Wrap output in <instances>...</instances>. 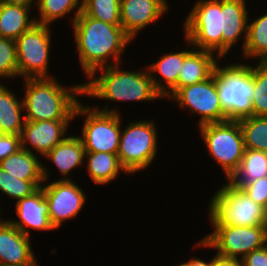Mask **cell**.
Returning a JSON list of instances; mask_svg holds the SVG:
<instances>
[{
    "label": "cell",
    "instance_id": "obj_1",
    "mask_svg": "<svg viewBox=\"0 0 267 266\" xmlns=\"http://www.w3.org/2000/svg\"><path fill=\"white\" fill-rule=\"evenodd\" d=\"M71 27L74 32L79 67L86 75V79L97 69L122 63V54L124 55L126 47L134 42L121 25L94 19L83 12Z\"/></svg>",
    "mask_w": 267,
    "mask_h": 266
},
{
    "label": "cell",
    "instance_id": "obj_2",
    "mask_svg": "<svg viewBox=\"0 0 267 266\" xmlns=\"http://www.w3.org/2000/svg\"><path fill=\"white\" fill-rule=\"evenodd\" d=\"M122 63L103 67L94 71L83 82V96L103 99L108 102L101 109L98 105L92 107L105 113L121 114L117 106L110 109L111 102H144L157 101L163 97L155 90L150 73L144 70L121 69ZM101 74H100V73ZM99 73V74H97ZM99 75V76H98Z\"/></svg>",
    "mask_w": 267,
    "mask_h": 266
},
{
    "label": "cell",
    "instance_id": "obj_3",
    "mask_svg": "<svg viewBox=\"0 0 267 266\" xmlns=\"http://www.w3.org/2000/svg\"><path fill=\"white\" fill-rule=\"evenodd\" d=\"M22 97L25 120H73L74 111L83 97V83L64 85L56 77L24 79Z\"/></svg>",
    "mask_w": 267,
    "mask_h": 266
},
{
    "label": "cell",
    "instance_id": "obj_4",
    "mask_svg": "<svg viewBox=\"0 0 267 266\" xmlns=\"http://www.w3.org/2000/svg\"><path fill=\"white\" fill-rule=\"evenodd\" d=\"M218 62L214 70L218 97L228 120L252 116L253 64ZM229 64V65H228Z\"/></svg>",
    "mask_w": 267,
    "mask_h": 266
},
{
    "label": "cell",
    "instance_id": "obj_5",
    "mask_svg": "<svg viewBox=\"0 0 267 266\" xmlns=\"http://www.w3.org/2000/svg\"><path fill=\"white\" fill-rule=\"evenodd\" d=\"M222 185L209 199L208 218L211 225L267 226V210L264 207L230 182Z\"/></svg>",
    "mask_w": 267,
    "mask_h": 266
},
{
    "label": "cell",
    "instance_id": "obj_6",
    "mask_svg": "<svg viewBox=\"0 0 267 266\" xmlns=\"http://www.w3.org/2000/svg\"><path fill=\"white\" fill-rule=\"evenodd\" d=\"M157 128L154 119L131 121L123 128L118 148V159L129 176L149 169L158 154Z\"/></svg>",
    "mask_w": 267,
    "mask_h": 266
},
{
    "label": "cell",
    "instance_id": "obj_7",
    "mask_svg": "<svg viewBox=\"0 0 267 266\" xmlns=\"http://www.w3.org/2000/svg\"><path fill=\"white\" fill-rule=\"evenodd\" d=\"M198 129L209 156L221 166L228 181L239 168L246 149L239 121L209 123Z\"/></svg>",
    "mask_w": 267,
    "mask_h": 266
},
{
    "label": "cell",
    "instance_id": "obj_8",
    "mask_svg": "<svg viewBox=\"0 0 267 266\" xmlns=\"http://www.w3.org/2000/svg\"><path fill=\"white\" fill-rule=\"evenodd\" d=\"M184 38L196 49L214 53L222 60L221 0H198L183 22Z\"/></svg>",
    "mask_w": 267,
    "mask_h": 266
},
{
    "label": "cell",
    "instance_id": "obj_9",
    "mask_svg": "<svg viewBox=\"0 0 267 266\" xmlns=\"http://www.w3.org/2000/svg\"><path fill=\"white\" fill-rule=\"evenodd\" d=\"M213 231L197 242L196 248L215 250L218 256L241 260L267 244V226L212 225Z\"/></svg>",
    "mask_w": 267,
    "mask_h": 266
},
{
    "label": "cell",
    "instance_id": "obj_10",
    "mask_svg": "<svg viewBox=\"0 0 267 266\" xmlns=\"http://www.w3.org/2000/svg\"><path fill=\"white\" fill-rule=\"evenodd\" d=\"M51 26L34 24L16 40L18 78H54L49 70L52 35Z\"/></svg>",
    "mask_w": 267,
    "mask_h": 266
},
{
    "label": "cell",
    "instance_id": "obj_11",
    "mask_svg": "<svg viewBox=\"0 0 267 266\" xmlns=\"http://www.w3.org/2000/svg\"><path fill=\"white\" fill-rule=\"evenodd\" d=\"M82 100L74 111V119L85 118L81 135H78L85 151L117 154L121 137V115L96 110Z\"/></svg>",
    "mask_w": 267,
    "mask_h": 266
},
{
    "label": "cell",
    "instance_id": "obj_12",
    "mask_svg": "<svg viewBox=\"0 0 267 266\" xmlns=\"http://www.w3.org/2000/svg\"><path fill=\"white\" fill-rule=\"evenodd\" d=\"M167 100L177 102L180 109L199 115L197 128L204 124L228 121L218 97L214 72L208 79L178 88Z\"/></svg>",
    "mask_w": 267,
    "mask_h": 266
},
{
    "label": "cell",
    "instance_id": "obj_13",
    "mask_svg": "<svg viewBox=\"0 0 267 266\" xmlns=\"http://www.w3.org/2000/svg\"><path fill=\"white\" fill-rule=\"evenodd\" d=\"M41 187L49 204V219L55 230L61 228L64 221L78 217L87 201V193L73 180L44 181Z\"/></svg>",
    "mask_w": 267,
    "mask_h": 266
},
{
    "label": "cell",
    "instance_id": "obj_14",
    "mask_svg": "<svg viewBox=\"0 0 267 266\" xmlns=\"http://www.w3.org/2000/svg\"><path fill=\"white\" fill-rule=\"evenodd\" d=\"M70 121L73 120H25L20 135L21 148L43 158L68 136Z\"/></svg>",
    "mask_w": 267,
    "mask_h": 266
},
{
    "label": "cell",
    "instance_id": "obj_15",
    "mask_svg": "<svg viewBox=\"0 0 267 266\" xmlns=\"http://www.w3.org/2000/svg\"><path fill=\"white\" fill-rule=\"evenodd\" d=\"M167 0H120L121 27L133 39L168 12Z\"/></svg>",
    "mask_w": 267,
    "mask_h": 266
},
{
    "label": "cell",
    "instance_id": "obj_16",
    "mask_svg": "<svg viewBox=\"0 0 267 266\" xmlns=\"http://www.w3.org/2000/svg\"><path fill=\"white\" fill-rule=\"evenodd\" d=\"M15 206L19 219L7 220L26 236H31V229L44 232L55 229L49 219V204L42 187L32 195L18 200Z\"/></svg>",
    "mask_w": 267,
    "mask_h": 266
},
{
    "label": "cell",
    "instance_id": "obj_17",
    "mask_svg": "<svg viewBox=\"0 0 267 266\" xmlns=\"http://www.w3.org/2000/svg\"><path fill=\"white\" fill-rule=\"evenodd\" d=\"M30 239L5 219L0 224V265L38 266Z\"/></svg>",
    "mask_w": 267,
    "mask_h": 266
},
{
    "label": "cell",
    "instance_id": "obj_18",
    "mask_svg": "<svg viewBox=\"0 0 267 266\" xmlns=\"http://www.w3.org/2000/svg\"><path fill=\"white\" fill-rule=\"evenodd\" d=\"M221 12L222 59H224L242 37L243 45L241 52L243 51L247 40L248 20L250 16L246 0H221Z\"/></svg>",
    "mask_w": 267,
    "mask_h": 266
},
{
    "label": "cell",
    "instance_id": "obj_19",
    "mask_svg": "<svg viewBox=\"0 0 267 266\" xmlns=\"http://www.w3.org/2000/svg\"><path fill=\"white\" fill-rule=\"evenodd\" d=\"M184 41L186 49L163 53L159 60L147 65L154 88L163 99H168L177 90L178 76L184 58L194 49L188 39L185 38Z\"/></svg>",
    "mask_w": 267,
    "mask_h": 266
},
{
    "label": "cell",
    "instance_id": "obj_20",
    "mask_svg": "<svg viewBox=\"0 0 267 266\" xmlns=\"http://www.w3.org/2000/svg\"><path fill=\"white\" fill-rule=\"evenodd\" d=\"M85 147L80 139L76 135H69L59 144H57L50 152H48L43 159L51 161V164L55 165L60 174L61 181L73 180L70 173L74 169H80L85 165ZM81 166V167H80Z\"/></svg>",
    "mask_w": 267,
    "mask_h": 266
},
{
    "label": "cell",
    "instance_id": "obj_21",
    "mask_svg": "<svg viewBox=\"0 0 267 266\" xmlns=\"http://www.w3.org/2000/svg\"><path fill=\"white\" fill-rule=\"evenodd\" d=\"M36 154L23 148L0 161V167L13 177L22 180L50 181L49 171Z\"/></svg>",
    "mask_w": 267,
    "mask_h": 266
},
{
    "label": "cell",
    "instance_id": "obj_22",
    "mask_svg": "<svg viewBox=\"0 0 267 266\" xmlns=\"http://www.w3.org/2000/svg\"><path fill=\"white\" fill-rule=\"evenodd\" d=\"M221 59L214 53L194 48L185 58L177 81V89L208 79Z\"/></svg>",
    "mask_w": 267,
    "mask_h": 266
},
{
    "label": "cell",
    "instance_id": "obj_23",
    "mask_svg": "<svg viewBox=\"0 0 267 266\" xmlns=\"http://www.w3.org/2000/svg\"><path fill=\"white\" fill-rule=\"evenodd\" d=\"M84 163L87 164L84 166L89 177L96 185H109L118 178L120 172L129 175L121 166L117 154L86 151Z\"/></svg>",
    "mask_w": 267,
    "mask_h": 266
},
{
    "label": "cell",
    "instance_id": "obj_24",
    "mask_svg": "<svg viewBox=\"0 0 267 266\" xmlns=\"http://www.w3.org/2000/svg\"><path fill=\"white\" fill-rule=\"evenodd\" d=\"M32 10L22 5L0 3V37L16 40L36 24Z\"/></svg>",
    "mask_w": 267,
    "mask_h": 266
},
{
    "label": "cell",
    "instance_id": "obj_25",
    "mask_svg": "<svg viewBox=\"0 0 267 266\" xmlns=\"http://www.w3.org/2000/svg\"><path fill=\"white\" fill-rule=\"evenodd\" d=\"M21 98L0 83V133L21 135L25 122Z\"/></svg>",
    "mask_w": 267,
    "mask_h": 266
},
{
    "label": "cell",
    "instance_id": "obj_26",
    "mask_svg": "<svg viewBox=\"0 0 267 266\" xmlns=\"http://www.w3.org/2000/svg\"><path fill=\"white\" fill-rule=\"evenodd\" d=\"M250 20L249 18L247 40L241 54L247 62H267V13Z\"/></svg>",
    "mask_w": 267,
    "mask_h": 266
},
{
    "label": "cell",
    "instance_id": "obj_27",
    "mask_svg": "<svg viewBox=\"0 0 267 266\" xmlns=\"http://www.w3.org/2000/svg\"><path fill=\"white\" fill-rule=\"evenodd\" d=\"M34 7L38 12L35 17L38 24L51 26L55 21L64 18L67 14L71 15V13L74 15L71 17L70 24H73L82 12V0H38Z\"/></svg>",
    "mask_w": 267,
    "mask_h": 266
},
{
    "label": "cell",
    "instance_id": "obj_28",
    "mask_svg": "<svg viewBox=\"0 0 267 266\" xmlns=\"http://www.w3.org/2000/svg\"><path fill=\"white\" fill-rule=\"evenodd\" d=\"M267 176V153L245 149L239 168L228 180L230 183H248Z\"/></svg>",
    "mask_w": 267,
    "mask_h": 266
},
{
    "label": "cell",
    "instance_id": "obj_29",
    "mask_svg": "<svg viewBox=\"0 0 267 266\" xmlns=\"http://www.w3.org/2000/svg\"><path fill=\"white\" fill-rule=\"evenodd\" d=\"M246 149L267 153V116H250L238 120Z\"/></svg>",
    "mask_w": 267,
    "mask_h": 266
},
{
    "label": "cell",
    "instance_id": "obj_30",
    "mask_svg": "<svg viewBox=\"0 0 267 266\" xmlns=\"http://www.w3.org/2000/svg\"><path fill=\"white\" fill-rule=\"evenodd\" d=\"M44 180H22L13 177L0 167V192L17 202L36 192Z\"/></svg>",
    "mask_w": 267,
    "mask_h": 266
},
{
    "label": "cell",
    "instance_id": "obj_31",
    "mask_svg": "<svg viewBox=\"0 0 267 266\" xmlns=\"http://www.w3.org/2000/svg\"><path fill=\"white\" fill-rule=\"evenodd\" d=\"M82 12L106 23L121 25L120 0H82Z\"/></svg>",
    "mask_w": 267,
    "mask_h": 266
},
{
    "label": "cell",
    "instance_id": "obj_32",
    "mask_svg": "<svg viewBox=\"0 0 267 266\" xmlns=\"http://www.w3.org/2000/svg\"><path fill=\"white\" fill-rule=\"evenodd\" d=\"M252 115L267 116V62L253 65Z\"/></svg>",
    "mask_w": 267,
    "mask_h": 266
},
{
    "label": "cell",
    "instance_id": "obj_33",
    "mask_svg": "<svg viewBox=\"0 0 267 266\" xmlns=\"http://www.w3.org/2000/svg\"><path fill=\"white\" fill-rule=\"evenodd\" d=\"M6 78H18L16 42L0 37V80Z\"/></svg>",
    "mask_w": 267,
    "mask_h": 266
},
{
    "label": "cell",
    "instance_id": "obj_34",
    "mask_svg": "<svg viewBox=\"0 0 267 266\" xmlns=\"http://www.w3.org/2000/svg\"><path fill=\"white\" fill-rule=\"evenodd\" d=\"M267 210V176L248 183H231Z\"/></svg>",
    "mask_w": 267,
    "mask_h": 266
},
{
    "label": "cell",
    "instance_id": "obj_35",
    "mask_svg": "<svg viewBox=\"0 0 267 266\" xmlns=\"http://www.w3.org/2000/svg\"><path fill=\"white\" fill-rule=\"evenodd\" d=\"M21 149V136L0 133V161Z\"/></svg>",
    "mask_w": 267,
    "mask_h": 266
},
{
    "label": "cell",
    "instance_id": "obj_36",
    "mask_svg": "<svg viewBox=\"0 0 267 266\" xmlns=\"http://www.w3.org/2000/svg\"><path fill=\"white\" fill-rule=\"evenodd\" d=\"M242 266H267V244L241 259Z\"/></svg>",
    "mask_w": 267,
    "mask_h": 266
},
{
    "label": "cell",
    "instance_id": "obj_37",
    "mask_svg": "<svg viewBox=\"0 0 267 266\" xmlns=\"http://www.w3.org/2000/svg\"><path fill=\"white\" fill-rule=\"evenodd\" d=\"M211 266H242L241 260L224 258L215 254L211 259Z\"/></svg>",
    "mask_w": 267,
    "mask_h": 266
},
{
    "label": "cell",
    "instance_id": "obj_38",
    "mask_svg": "<svg viewBox=\"0 0 267 266\" xmlns=\"http://www.w3.org/2000/svg\"><path fill=\"white\" fill-rule=\"evenodd\" d=\"M38 0H0V3L22 5L28 8H32L37 5Z\"/></svg>",
    "mask_w": 267,
    "mask_h": 266
},
{
    "label": "cell",
    "instance_id": "obj_39",
    "mask_svg": "<svg viewBox=\"0 0 267 266\" xmlns=\"http://www.w3.org/2000/svg\"><path fill=\"white\" fill-rule=\"evenodd\" d=\"M188 266H211V261H204L201 257H192L187 262Z\"/></svg>",
    "mask_w": 267,
    "mask_h": 266
},
{
    "label": "cell",
    "instance_id": "obj_40",
    "mask_svg": "<svg viewBox=\"0 0 267 266\" xmlns=\"http://www.w3.org/2000/svg\"><path fill=\"white\" fill-rule=\"evenodd\" d=\"M0 205H1V204H0ZM0 207H1V206H0ZM1 209H2V208H0V224L4 221V218L2 219V215H1V214H2V213H1L2 210H1Z\"/></svg>",
    "mask_w": 267,
    "mask_h": 266
},
{
    "label": "cell",
    "instance_id": "obj_41",
    "mask_svg": "<svg viewBox=\"0 0 267 266\" xmlns=\"http://www.w3.org/2000/svg\"><path fill=\"white\" fill-rule=\"evenodd\" d=\"M174 266H188L186 263H185V261L183 262V263H181V264H176V265H174Z\"/></svg>",
    "mask_w": 267,
    "mask_h": 266
}]
</instances>
